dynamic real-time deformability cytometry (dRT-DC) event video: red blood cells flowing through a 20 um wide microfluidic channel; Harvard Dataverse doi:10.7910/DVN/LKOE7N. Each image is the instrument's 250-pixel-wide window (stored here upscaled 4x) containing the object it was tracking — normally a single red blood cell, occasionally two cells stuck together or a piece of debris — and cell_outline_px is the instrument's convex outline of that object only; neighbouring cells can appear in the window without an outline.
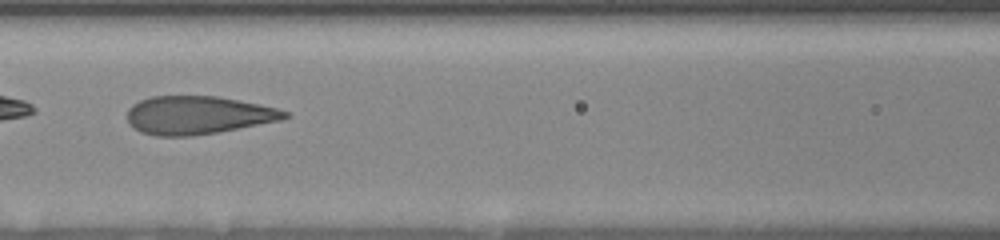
{"species": "human", "species_latin": "Homo sapiens", "temperature_condition": "room temperature", "stored_images_in_passage": 12, "camera_frame_rate_fps": 3000, "um_per_image_px": 0.085, "donor": {"sex": "female"}, "frame": {"image": 1, "passage_image": 8, "time_ms": 2.0, "image_size_px": [1000, 240], "cell_outline_px": [[292, 116], [280, 120], [216, 132], [192, 136], [156, 136], [140, 132], [132, 128], [128, 124], [128, 108], [132, 104], [140, 100], [152, 96], [216, 96], [240, 100], [276, 108], [288, 112]], "centroid_in_image_um": [16.78, 9.79], "position_along_channel_um": 149.8, "area_um2": 35.03}}
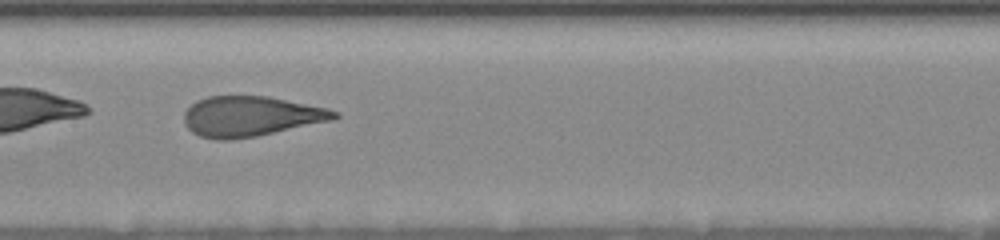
{"frame": {"image": 2, "passage_image": 11, "time_ms": 3.0, "image_size_px": [1000, 240], "cell_outline_px": [[340, 116], [332, 120], [256, 136], [228, 140], [216, 140], [200, 136], [192, 132], [184, 124], [184, 112], [196, 100], [208, 96], [268, 96], [328, 108], [340, 112]], "centroid_in_image_um": [21.3, 9.88], "position_along_channel_um": 186.1, "area_um2": 35.2}}